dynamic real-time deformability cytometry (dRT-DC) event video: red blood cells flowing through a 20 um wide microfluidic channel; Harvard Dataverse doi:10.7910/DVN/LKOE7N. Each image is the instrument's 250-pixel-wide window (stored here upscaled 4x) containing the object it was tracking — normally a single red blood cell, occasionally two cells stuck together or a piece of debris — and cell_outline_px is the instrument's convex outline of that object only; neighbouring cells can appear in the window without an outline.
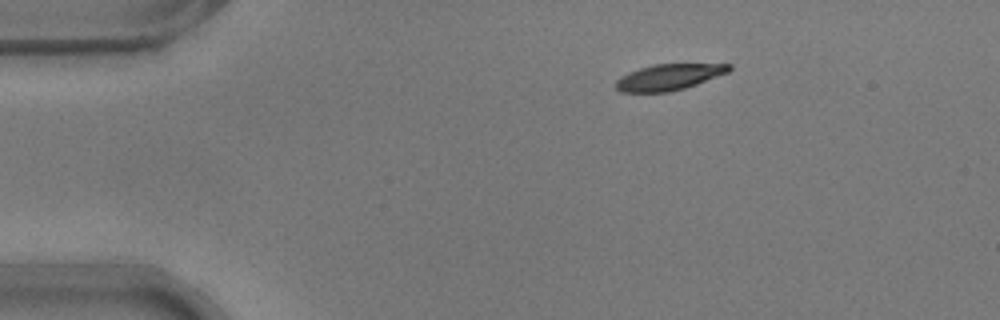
{"species": "common noctule bat (a hibernating species)", "species_latin": "Nyctalus noctula", "temperature_condition": "warm", "stored_images_in_passage": 46, "camera_frame_rate_fps": 3000, "um_per_image_px": 0.085, "animal": {"sex": "male", "body_mass_g": 17.9}, "frame": {"image": 1, "passage_image": 1, "time_ms": 0.0, "image_size_px": [1000, 320], "cell_outline_px": [[732, 68], [728, 72], [696, 84], [684, 88], [668, 92], [620, 92], [616, 88], [616, 80], [620, 76], [628, 72], [652, 64], [732, 64]], "centroid_in_image_um": [56.82, 6.55], "position_along_channel_um": 28.2, "area_um2": 17.11}}
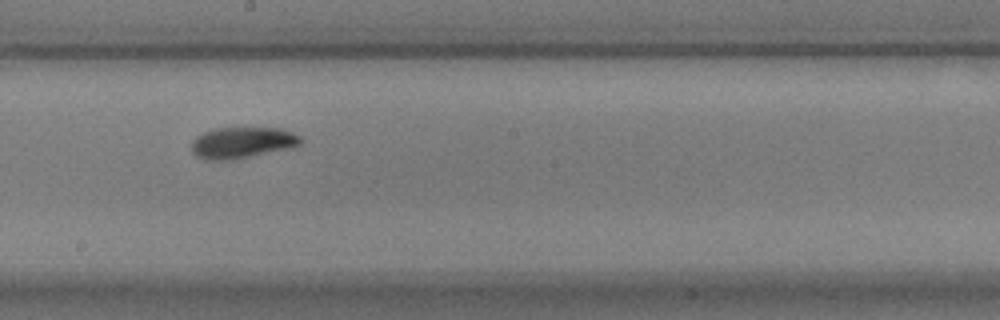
{"frame": {"image": 2, "passage_image": 22, "time_ms": 7.0, "image_size_px": [1000, 320], "cell_outline_px": [[304, 140], [300, 144], [292, 148], [232, 160], [204, 160], [196, 156], [192, 152], [192, 140], [196, 136], [212, 128], [280, 128], [292, 132], [300, 136]], "centroid_in_image_um": [20.59, 12.13], "position_along_channel_um": 227.6, "area_um2": 20.11}}
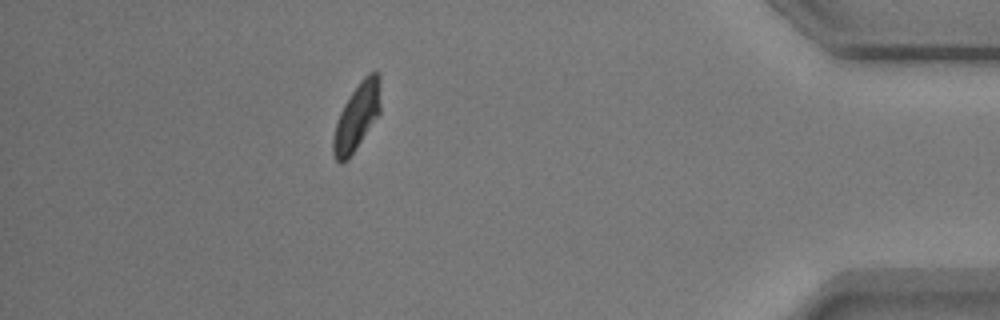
{"frame": {"image": 3, "passage_image": 40, "time_ms": 13.0, "image_size_px": [1000, 320], "cell_outline_px": [[380, 112], [348, 160], [340, 164], [336, 160], [332, 152], [332, 140], [336, 124], [340, 112], [344, 104], [360, 80], [368, 72], [376, 72], [380, 76]], "centroid_in_image_um": [30.32, 9.93], "position_along_channel_um": 404.9, "area_um2": 18.32}, "authors_computed_cell_mechanics": {"area_um2": 18.9295, "velocity_mm_per_s": 3.712, "shape_relaxation_time_tau1_ms": 3.3859, "shape_relaxation_time_tau2_ms": 2.0913, "deformation_change_tau1": 0.1496, "deformation_change_tau2": 0.0572}}